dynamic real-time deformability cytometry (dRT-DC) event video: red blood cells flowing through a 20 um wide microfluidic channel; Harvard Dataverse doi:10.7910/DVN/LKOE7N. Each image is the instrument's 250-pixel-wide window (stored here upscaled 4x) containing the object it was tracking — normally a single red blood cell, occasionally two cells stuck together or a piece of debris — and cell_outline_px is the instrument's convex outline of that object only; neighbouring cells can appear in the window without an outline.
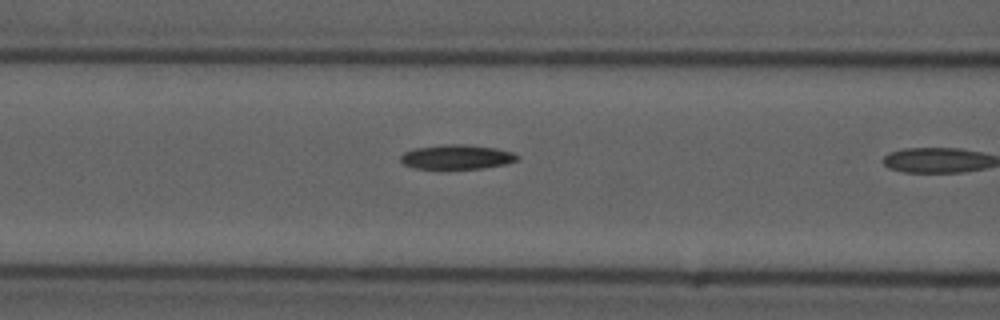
{"species": "common noctule bat (a hibernating species)", "species_latin": "Nyctalus noctula", "temperature_condition": "cold", "stored_images_in_passage": 11, "camera_frame_rate_fps": 3000, "um_per_image_px": 0.085, "animal": {"sex": "male", "forearm_length_mm": 52.5}, "frame": {"image": 1, "passage_image": 10, "time_ms": 3.0, "image_size_px": [1000, 320], "cell_outline_px": [[520, 156], [516, 160], [504, 164], [480, 168], [416, 168], [404, 164], [400, 160], [400, 156], [404, 152], [412, 148], [448, 144], [468, 144], [496, 148], [512, 152]], "centroid_in_image_um": [38.8, 13.32], "position_along_channel_um": 127.8, "area_um2": 16.47}}